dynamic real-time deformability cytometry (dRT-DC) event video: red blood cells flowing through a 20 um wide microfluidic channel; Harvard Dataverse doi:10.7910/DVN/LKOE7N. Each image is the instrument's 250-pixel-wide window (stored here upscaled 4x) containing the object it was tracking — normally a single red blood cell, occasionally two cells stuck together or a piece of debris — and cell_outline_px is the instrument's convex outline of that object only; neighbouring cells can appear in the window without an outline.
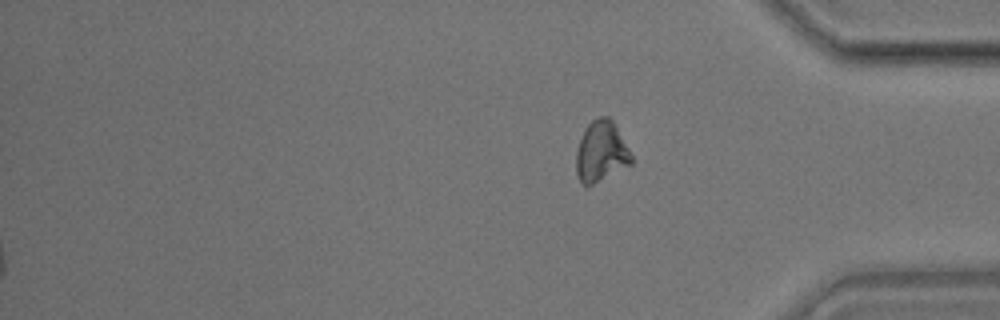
{"species": "common noctule bat (a hibernating species)", "species_latin": "Nyctalus noctula", "temperature_condition": "room temperature", "stored_images_in_passage": 32, "segment_of_instrument_passage": [2, 2], "camera_frame_rate_fps": 3000, "um_per_image_px": 0.085, "animal": {"sex": "male", "body_mass_g": 17.9}, "frame": {"image": 1, "passage_image": 32, "time_ms": 10.333, "image_size_px": [1000, 320], "cell_outline_px": [[632, 164], [592, 184], [580, 184], [576, 172], [576, 152], [584, 128], [596, 116], [608, 116], [612, 120], [628, 148], [632, 156]], "centroid_in_image_um": [51.08, 12.87], "position_along_channel_um": 384.1, "area_um2": 19.36}}